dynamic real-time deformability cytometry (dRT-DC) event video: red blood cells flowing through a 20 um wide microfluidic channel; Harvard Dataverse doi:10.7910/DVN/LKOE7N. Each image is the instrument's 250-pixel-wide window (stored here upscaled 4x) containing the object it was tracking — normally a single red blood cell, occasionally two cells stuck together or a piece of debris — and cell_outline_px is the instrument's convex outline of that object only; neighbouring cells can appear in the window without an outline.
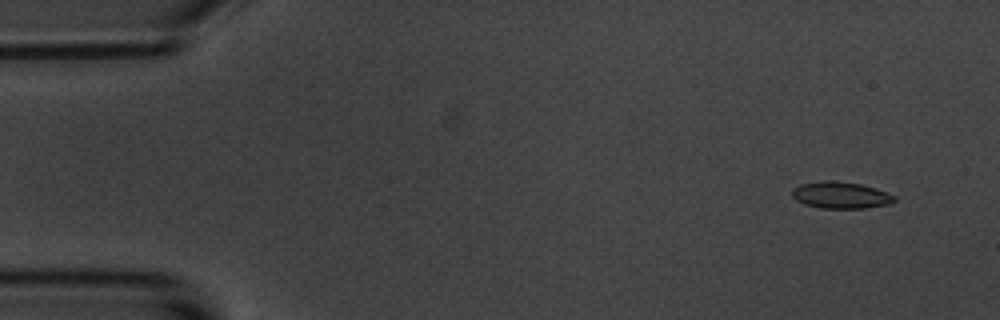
{"species": "common noctule bat (a hibernating species)", "species_latin": "Nyctalus noctula", "temperature_condition": "room temperature", "stored_images_in_passage": 8, "camera_frame_rate_fps": 3000, "um_per_image_px": 0.085, "animal": {"sex": "male", "body_mass_g": 20.1, "forearm_length_mm": 53.5}, "frame": {"image": 1, "passage_image": 2, "time_ms": 1.0, "image_size_px": [1000, 320], "cell_outline_px": [[896, 200], [892, 204], [864, 208], [820, 208], [804, 204], [796, 200], [792, 196], [792, 188], [800, 184], [824, 180], [832, 180], [860, 184], [876, 188], [896, 196]], "centroid_in_image_um": [71.47, 16.59], "position_along_channel_um": 13.5, "area_um2": 16.07}}
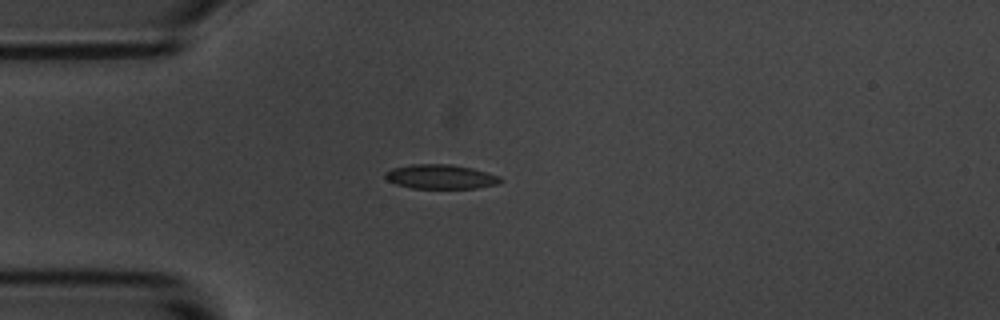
{"frame": {"image": 2, "passage_image": 5, "time_ms": 4.667, "image_size_px": [1000, 320], "cell_outline_px": [[504, 180], [496, 184], [476, 188], [412, 188], [396, 184], [388, 180], [384, 176], [384, 172], [392, 168], [412, 164], [452, 164], [472, 168], [500, 176]], "centroid_in_image_um": [37.45, 15.01], "position_along_channel_um": 47.6, "area_um2": 16.36}}
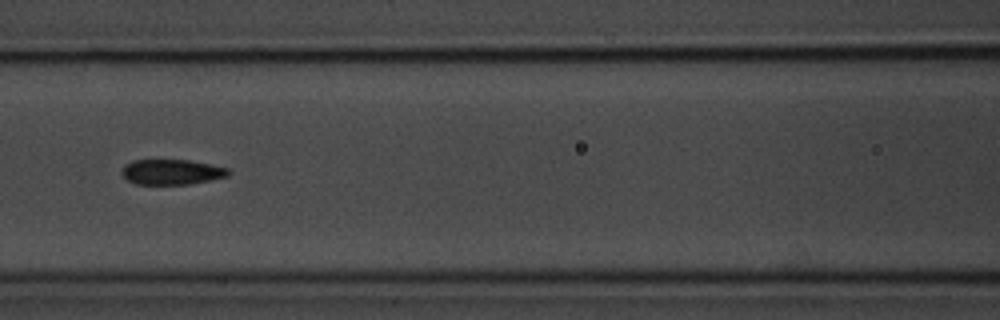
{"frame": {"image": 3, "passage_image": 8, "time_ms": 8.0, "image_size_px": [1000, 320], "cell_outline_px": [[232, 172], [228, 176], [188, 184], [136, 184], [128, 180], [120, 172], [124, 164], [132, 160], [188, 160], [228, 168]], "centroid_in_image_um": [14.56, 14.61], "position_along_channel_um": 152.0, "area_um2": 15.61}}